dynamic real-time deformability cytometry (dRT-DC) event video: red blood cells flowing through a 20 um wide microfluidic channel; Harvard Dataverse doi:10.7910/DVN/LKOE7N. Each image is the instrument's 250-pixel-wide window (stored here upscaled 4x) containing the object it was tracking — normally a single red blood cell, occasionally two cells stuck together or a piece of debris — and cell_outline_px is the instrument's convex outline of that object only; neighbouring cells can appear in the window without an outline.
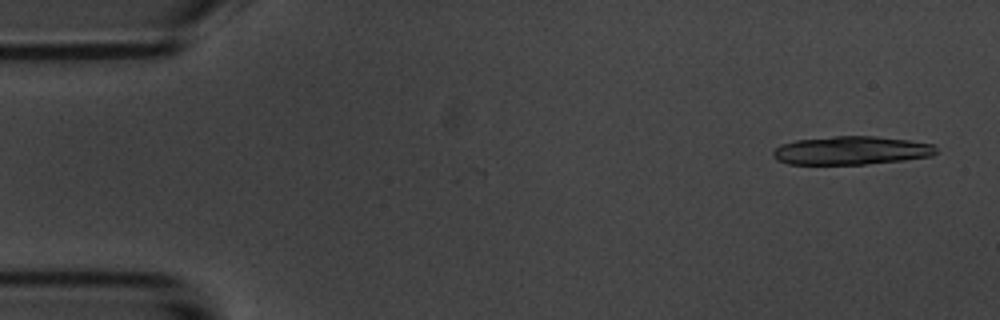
{"species": "common noctule bat (a hibernating species)", "species_latin": "Nyctalus noctula", "temperature_condition": "room temperature", "stored_images_in_passage": 2, "camera_frame_rate_fps": 3000, "um_per_image_px": 0.085, "animal": {"sex": "male", "body_mass_g": 20.1, "forearm_length_mm": 53.5}, "frame": {"image": 1, "passage_image": 1, "time_ms": 0.0, "image_size_px": [1000, 320], "cell_outline_px": [[936, 152], [932, 156], [904, 160], [864, 164], [788, 164], [776, 160], [772, 156], [772, 152], [780, 144], [796, 140], [836, 136], [876, 136], [908, 140], [932, 144], [936, 148]], "centroid_in_image_um": [72.33, 12.79], "position_along_channel_um": 12.7, "area_um2": 26.99}}